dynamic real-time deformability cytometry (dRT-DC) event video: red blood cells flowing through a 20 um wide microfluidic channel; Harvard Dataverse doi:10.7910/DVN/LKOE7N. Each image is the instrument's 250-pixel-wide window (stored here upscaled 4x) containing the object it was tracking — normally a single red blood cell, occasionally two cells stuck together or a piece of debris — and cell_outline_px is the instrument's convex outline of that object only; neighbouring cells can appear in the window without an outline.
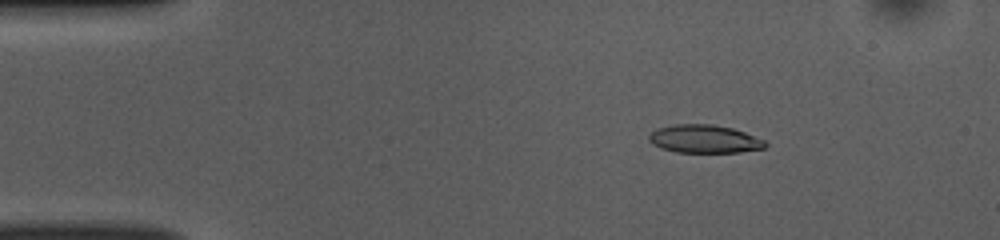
{"species": "common noctule bat (a hibernating species)", "species_latin": "Nyctalus noctula", "temperature_condition": "room temperature", "stored_images_in_passage": 48, "camera_frame_rate_fps": 3000, "um_per_image_px": 0.085, "animal": {"sex": "female", "body_mass_g": 10.0, "forearm_length_mm": 53.1}, "frame": {"image": 1, "passage_image": 5, "time_ms": 1.333, "image_size_px": [1000, 240], "cell_outline_px": [[768, 144], [764, 148], [740, 152], [676, 152], [660, 148], [652, 144], [648, 140], [648, 136], [656, 128], [676, 124], [712, 124], [732, 128], [744, 132], [764, 140]], "centroid_in_image_um": [59.84, 11.81], "position_along_channel_um": 25.2, "area_um2": 19.07}}
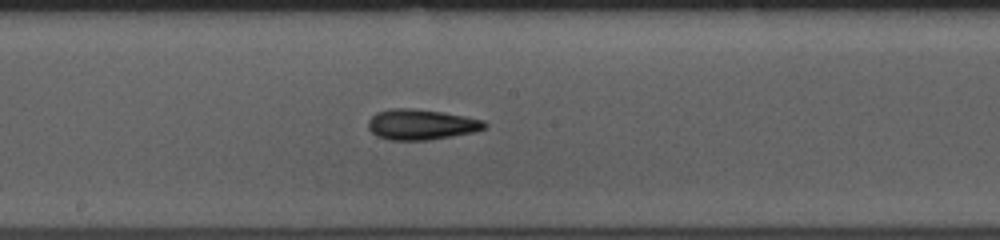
{"frame": {"image": 2, "passage_image": 24, "time_ms": 7.667, "image_size_px": [1000, 240], "cell_outline_px": [[488, 124], [484, 128], [472, 132], [428, 140], [388, 140], [376, 136], [368, 128], [368, 120], [376, 112], [392, 108], [412, 108], [444, 112], [484, 120]], "centroid_in_image_um": [35.76, 10.57], "position_along_channel_um": 212.4, "area_um2": 20.69}}
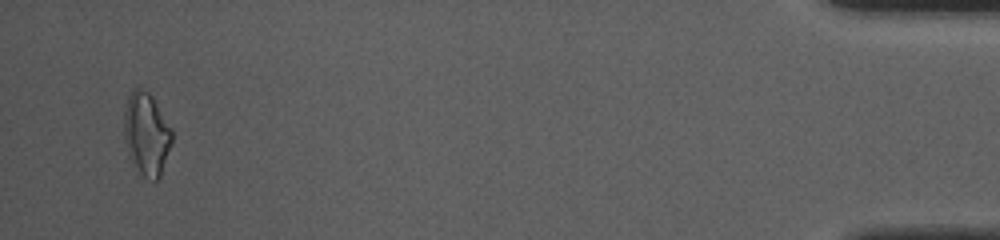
{"frame": {"image": 3, "passage_image": 46, "time_ms": 15.0, "image_size_px": [1000, 240], "cell_outline_px": [[172, 140], [160, 176], [156, 180], [144, 176], [140, 172], [128, 156], [124, 140], [124, 112], [128, 96], [132, 88], [140, 88], [148, 92], [152, 96], [172, 128]], "centroid_in_image_um": [12.43, 11.34], "position_along_channel_um": 422.8, "area_um2": 22.95}, "authors_computed_cell_mechanics": {"area_um2": 19.5075, "velocity_mm_per_s": 3.9653, "shape_relaxation_time_tau1_ms": 4.532, "shape_relaxation_time_tau2_ms": 5.7278, "deformation_change_tau1": 0.1563, "deformation_change_tau2": 0.1633}}